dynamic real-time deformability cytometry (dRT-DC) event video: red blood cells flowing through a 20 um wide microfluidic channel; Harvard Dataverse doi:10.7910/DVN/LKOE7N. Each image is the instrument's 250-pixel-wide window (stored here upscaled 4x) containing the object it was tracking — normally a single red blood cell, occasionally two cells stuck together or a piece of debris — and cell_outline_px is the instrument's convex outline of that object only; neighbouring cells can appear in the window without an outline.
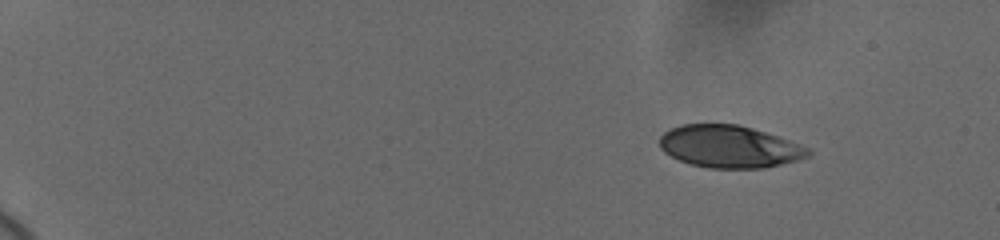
{"species": "human", "species_latin": "Homo sapiens", "temperature_condition": "cold", "stored_images_in_passage": 29, "camera_frame_rate_fps": 3000, "um_per_image_px": 0.085, "donor": {"sex": "female"}, "frame": {"image": 1, "passage_image": 1, "time_ms": 0.0, "image_size_px": [1000, 240], "cell_outline_px": [[812, 152], [808, 156], [800, 160], [764, 168], [708, 168], [692, 164], [680, 160], [664, 152], [660, 148], [660, 136], [664, 132], [680, 124], [740, 124], [788, 140], [808, 148]], "centroid_in_image_um": [61.99, 12.46], "position_along_channel_um": 23.0, "area_um2": 36.47}}
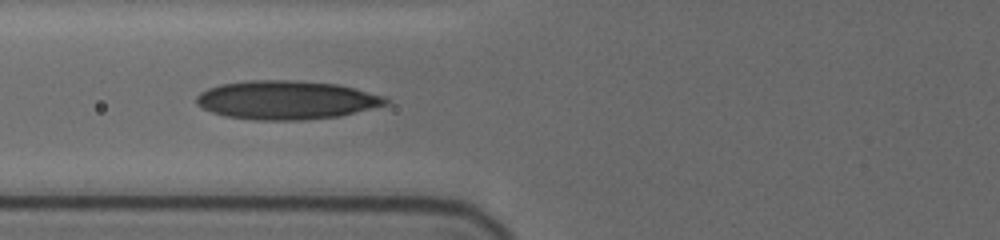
{"frame": {"image": 2, "passage_image": 19, "time_ms": 6.0, "image_size_px": [1000, 240], "cell_outline_px": [[388, 104], [340, 116], [304, 120], [252, 120], [224, 116], [212, 112], [196, 104], [196, 96], [200, 92], [208, 88], [220, 84], [248, 80], [296, 80], [336, 84], [384, 96], [388, 100]], "centroid_in_image_um": [24.3, 8.5], "position_along_channel_um": 101.5, "area_um2": 42.71}}
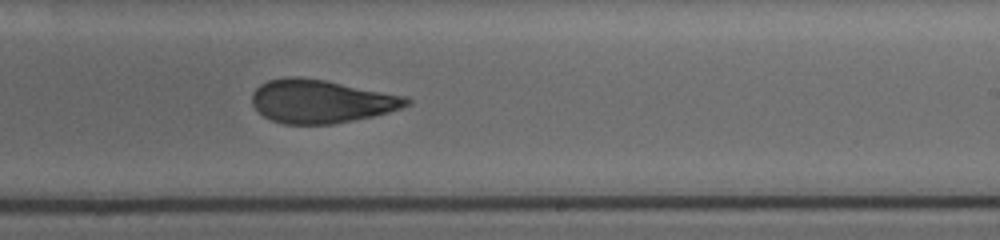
{"frame": {"image": 3, "passage_image": 29, "time_ms": 10.333, "image_size_px": [1000, 240], "cell_outline_px": [[412, 104], [388, 112], [372, 116], [332, 124], [284, 124], [272, 120], [264, 116], [252, 104], [252, 92], [260, 84], [268, 80], [292, 76], [296, 76], [324, 80], [408, 96], [412, 100]], "centroid_in_image_um": [27.31, 8.6], "position_along_channel_um": 261.7, "area_um2": 38.96}}